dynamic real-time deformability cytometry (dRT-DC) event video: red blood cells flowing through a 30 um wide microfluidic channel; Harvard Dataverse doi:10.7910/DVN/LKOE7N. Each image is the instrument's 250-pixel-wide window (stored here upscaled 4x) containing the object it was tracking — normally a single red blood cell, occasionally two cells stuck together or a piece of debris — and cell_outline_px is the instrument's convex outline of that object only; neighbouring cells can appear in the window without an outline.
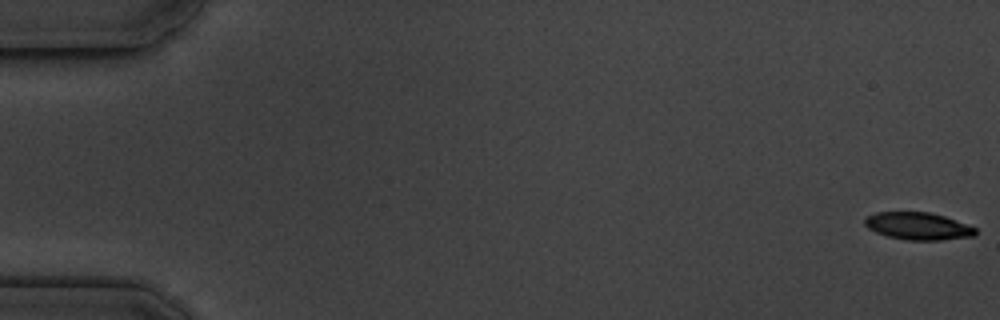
{"species": "common noctule bat (a hibernating species)", "species_latin": "Nyctalus noctula", "temperature_condition": "cold", "stored_images_in_passage": 5, "segment_of_instrument_passage": [1, 2], "camera_frame_rate_fps": 3000, "um_per_image_px": 0.085, "animal": {"sex": "male", "body_mass_g": 19.5, "forearm_length_mm": 54.6}, "frame": {"image": 1, "passage_image": 1, "time_ms": 0.0, "image_size_px": [1000, 320], "cell_outline_px": [[976, 232], [972, 236], [940, 240], [908, 240], [888, 236], [876, 232], [868, 228], [864, 224], [864, 220], [868, 216], [876, 212], [928, 212], [944, 216], [956, 220], [976, 228]], "centroid_in_image_um": [78.01, 19.21], "position_along_channel_um": 7.0, "area_um2": 17.46}}
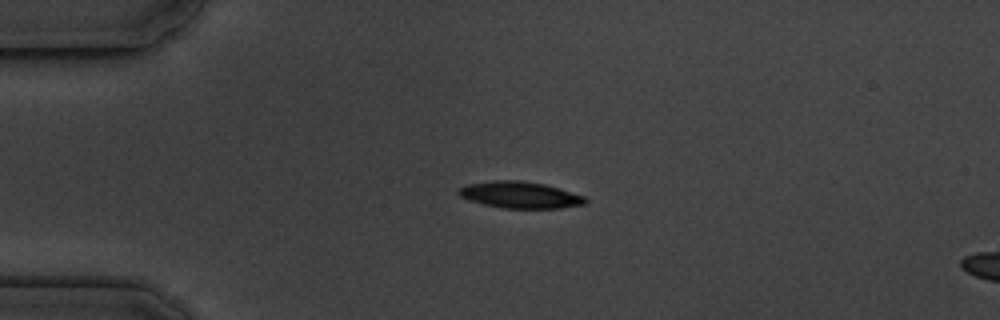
{"frame": {"image": 2, "passage_image": 4, "time_ms": 4.333, "image_size_px": [1000, 320], "cell_outline_px": [[588, 200], [584, 204], [560, 208], [504, 208], [484, 204], [468, 200], [460, 196], [456, 192], [460, 188], [468, 184], [492, 180], [520, 180], [544, 184], [560, 188], [584, 196]], "centroid_in_image_um": [44.19, 16.56], "position_along_channel_um": 40.8, "area_um2": 19.59}}